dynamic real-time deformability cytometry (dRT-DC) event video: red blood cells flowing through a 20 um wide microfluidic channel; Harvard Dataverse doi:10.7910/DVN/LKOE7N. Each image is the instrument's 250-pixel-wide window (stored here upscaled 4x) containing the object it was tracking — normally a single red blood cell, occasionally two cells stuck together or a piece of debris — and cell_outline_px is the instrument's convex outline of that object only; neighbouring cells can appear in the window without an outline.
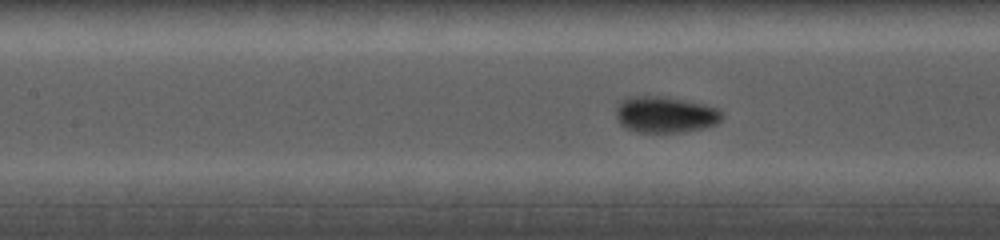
{"species": "common noctule bat (a hibernating species)", "species_latin": "Nyctalus noctula", "temperature_condition": "cold", "stored_images_in_passage": 30, "camera_frame_rate_fps": 5000, "um_per_image_px": 0.085, "animal": {"sex": "female", "body_mass_g": 19.0, "forearm_length_mm": 56.7}, "frame": {"image": 1, "passage_image": 7, "time_ms": 1.2, "image_size_px": [1000, 240], "cell_outline_px": [[724, 116], [716, 124], [684, 132], [636, 132], [620, 124], [616, 116], [616, 108], [620, 100], [628, 96], [660, 96], [704, 104], [720, 108], [724, 112]], "centroid_in_image_um": [56.55, 9.73], "position_along_channel_um": 150.9, "area_um2": 22.48}}
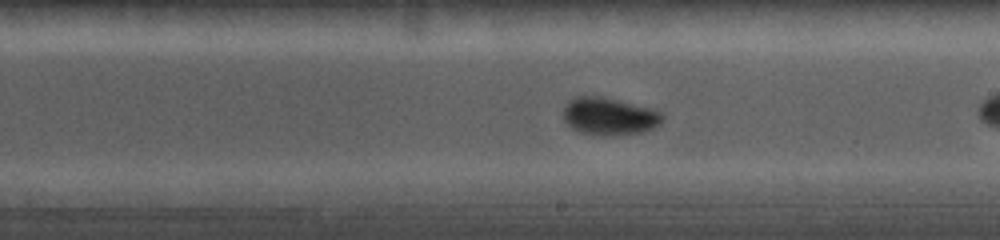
{"frame": {"image": 2, "passage_image": 16, "time_ms": 3.4, "image_size_px": [1000, 240], "cell_outline_px": [[664, 120], [660, 124], [644, 132], [604, 136], [600, 136], [580, 132], [572, 128], [564, 120], [564, 108], [568, 100], [576, 96], [600, 96], [652, 108], [660, 112], [664, 116]], "centroid_in_image_um": [51.79, 9.89], "position_along_channel_um": 237.2, "area_um2": 21.73}}
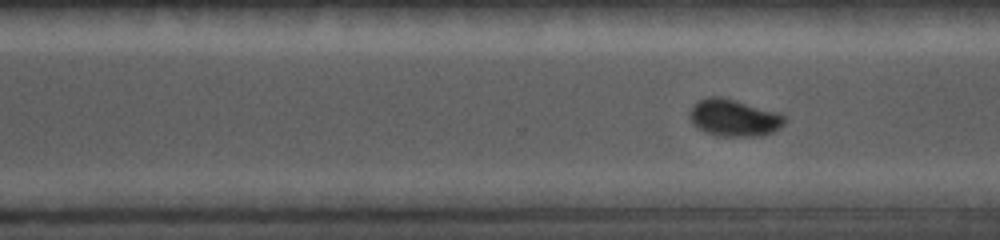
{"frame": {"image": 3, "passage_image": 26, "time_ms": 5.2, "image_size_px": [1000, 240], "cell_outline_px": [[784, 124], [780, 128], [772, 132], [760, 136], [716, 136], [692, 124], [688, 116], [688, 112], [692, 104], [708, 96], [720, 96], [736, 100], [780, 112], [784, 116]], "centroid_in_image_um": [62.37, 10.0], "position_along_channel_um": 308.2, "area_um2": 20.69}}